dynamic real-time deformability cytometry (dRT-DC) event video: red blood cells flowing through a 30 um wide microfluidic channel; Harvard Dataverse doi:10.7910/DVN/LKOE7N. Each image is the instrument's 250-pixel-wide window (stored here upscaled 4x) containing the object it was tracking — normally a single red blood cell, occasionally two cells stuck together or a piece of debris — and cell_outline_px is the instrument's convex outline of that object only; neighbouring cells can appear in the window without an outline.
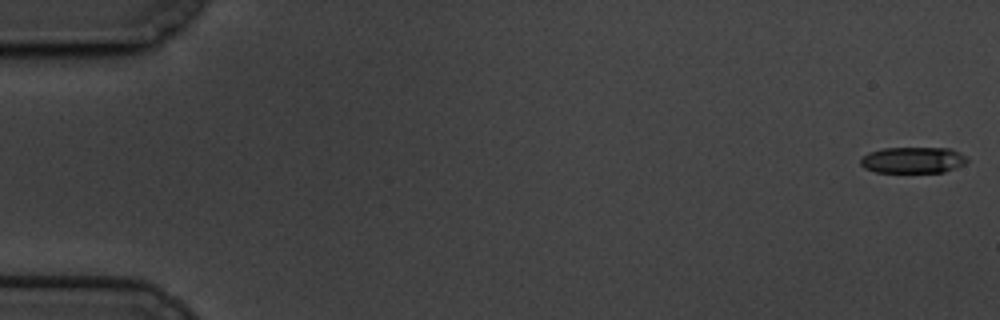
{"species": "common noctule bat (a hibernating species)", "species_latin": "Nyctalus noctula", "temperature_condition": "cold", "stored_images_in_passage": 60, "camera_frame_rate_fps": 3000, "um_per_image_px": 0.085, "animal": {"sex": "male", "body_mass_g": 19.5, "forearm_length_mm": 54.6}, "frame": {"image": 1, "passage_image": 1, "time_ms": 0.0, "image_size_px": [1000, 320], "cell_outline_px": [[968, 160], [964, 164], [944, 172], [876, 172], [864, 168], [860, 164], [860, 160], [868, 152], [880, 148], [952, 148], [968, 156]], "centroid_in_image_um": [77.61, 13.59], "position_along_channel_um": 7.4, "area_um2": 16.42}}
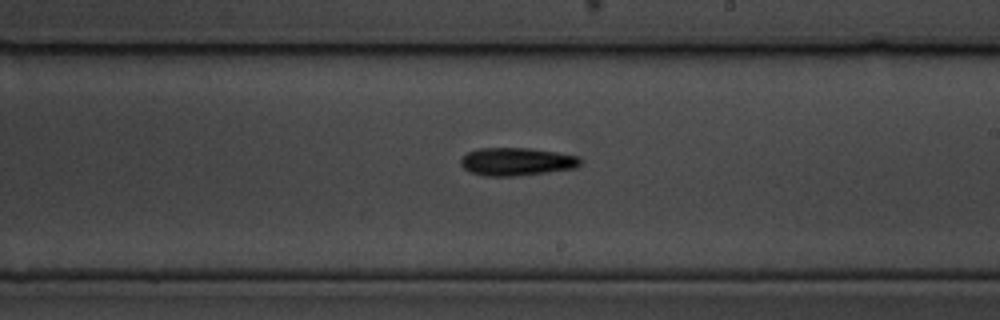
{"frame": {"image": 2, "passage_image": 35, "time_ms": 11.333, "image_size_px": [1000, 320], "cell_outline_px": [[580, 164], [576, 168], [548, 172], [516, 176], [484, 176], [468, 172], [460, 164], [460, 160], [468, 152], [480, 148], [528, 148], [556, 152], [576, 156], [580, 160]], "centroid_in_image_um": [43.87, 13.75], "position_along_channel_um": 245.1, "area_um2": 19.42}}
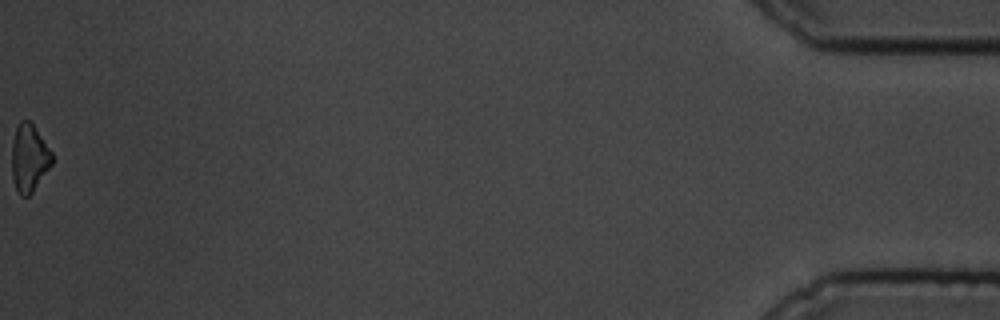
{"frame": {"image": 3, "passage_image": 60, "time_ms": 19.667, "image_size_px": [1000, 320], "cell_outline_px": [[52, 164], [32, 192], [28, 196], [20, 196], [12, 180], [12, 144], [16, 128], [20, 120], [32, 120], [52, 152]], "centroid_in_image_um": [2.48, 13.39], "position_along_channel_um": 432.7, "area_um2": 15.95}, "authors_computed_cell_mechanics": {"area_um2": 17.8891, "velocity_mm_per_s": 3.402, "shape_relaxation_time_tau1_ms": 3.2145, "shape_relaxation_time_tau2_ms": null, "deformation_change_tau1": 0.0853, "deformation_change_tau2": null}}